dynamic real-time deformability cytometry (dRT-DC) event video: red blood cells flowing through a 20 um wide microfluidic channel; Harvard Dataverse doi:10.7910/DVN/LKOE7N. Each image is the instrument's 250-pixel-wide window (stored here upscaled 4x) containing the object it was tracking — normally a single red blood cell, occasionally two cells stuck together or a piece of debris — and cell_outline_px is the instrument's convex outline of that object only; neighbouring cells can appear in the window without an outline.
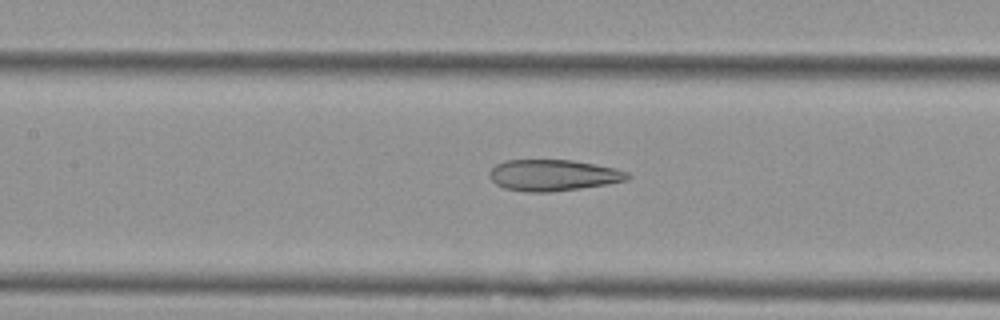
{"species": "Egyptian fruit bat (a non-hibernating species)", "species_latin": "Rousettus aegyptiacus", "temperature_condition": "cold", "stored_images_in_passage": 36, "camera_frame_rate_fps": 3000, "um_per_image_px": 0.085, "animal": {"sex": "female"}, "frame": {"image": 1, "passage_image": 16, "time_ms": 5.0, "image_size_px": [1000, 320], "cell_outline_px": [[632, 176], [628, 180], [608, 184], [552, 192], [524, 192], [504, 188], [496, 184], [488, 176], [488, 172], [496, 164], [504, 160], [572, 160], [596, 164], [616, 168], [628, 172]], "centroid_in_image_um": [47.02, 14.89], "position_along_channel_um": 160.4, "area_um2": 25.43}}
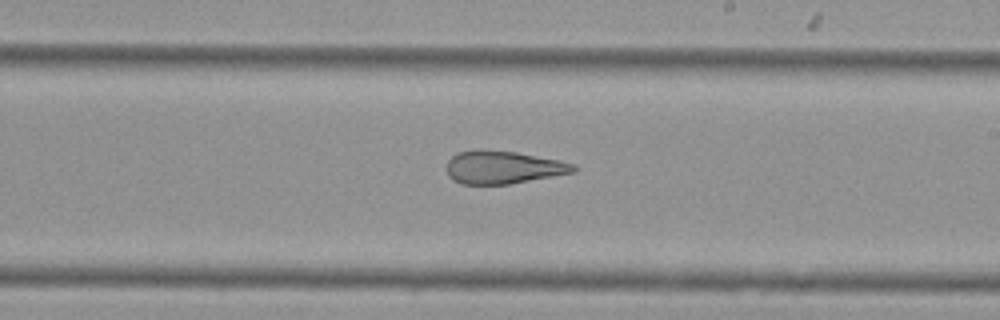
{"frame": {"image": 2, "passage_image": 23, "time_ms": 7.333, "image_size_px": [1000, 320], "cell_outline_px": [[576, 172], [508, 184], [460, 184], [452, 180], [448, 176], [448, 160], [456, 152], [476, 148], [480, 148], [516, 152], [560, 160], [576, 164]], "centroid_in_image_um": [42.74, 14.2], "position_along_channel_um": 246.3, "area_um2": 24.62}}
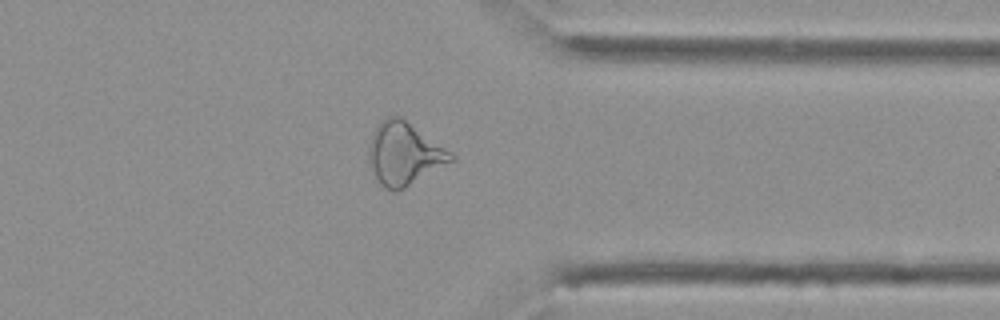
{"frame": {"image": 3, "passage_image": 34, "time_ms": 11.0, "image_size_px": [1000, 320], "cell_outline_px": [[456, 160], [404, 188], [396, 192], [392, 192], [384, 188], [380, 184], [372, 168], [368, 156], [368, 148], [372, 132], [380, 120], [388, 116], [400, 116], [452, 152], [456, 156]], "centroid_in_image_um": [34.36, 13.07], "position_along_channel_um": 377.0, "area_um2": 30.11}}